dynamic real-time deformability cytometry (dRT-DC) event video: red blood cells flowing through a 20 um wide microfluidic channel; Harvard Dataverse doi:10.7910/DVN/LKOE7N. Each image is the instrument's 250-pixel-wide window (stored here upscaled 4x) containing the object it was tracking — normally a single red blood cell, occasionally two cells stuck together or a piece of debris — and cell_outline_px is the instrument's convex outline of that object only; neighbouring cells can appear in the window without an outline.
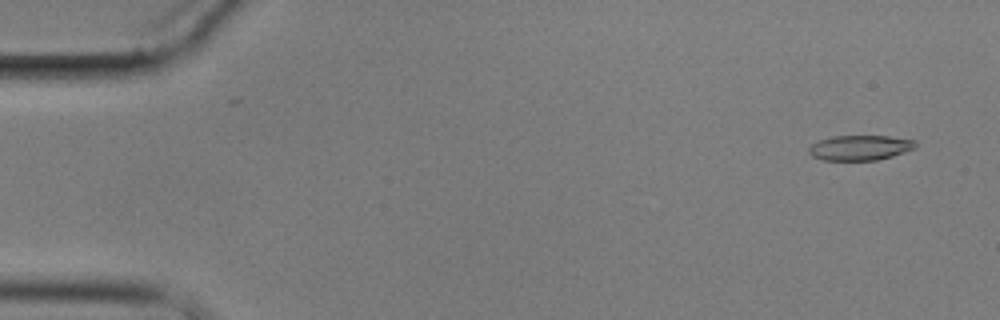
{"species": "common noctule bat (a hibernating species)", "species_latin": "Nyctalus noctula", "temperature_condition": "cold", "stored_images_in_passage": 10, "camera_frame_rate_fps": 3000, "um_per_image_px": 0.085, "animal": {"sex": "male", "body_mass_g": 17.9}, "frame": {"image": 1, "passage_image": 1, "time_ms": 0.0, "image_size_px": [1000, 320], "cell_outline_px": [[916, 148], [892, 156], [876, 160], [824, 160], [812, 156], [808, 152], [808, 148], [812, 144], [820, 140], [832, 136], [888, 136], [916, 140]], "centroid_in_image_um": [73.11, 12.55], "position_along_channel_um": 11.9, "area_um2": 15.55}}
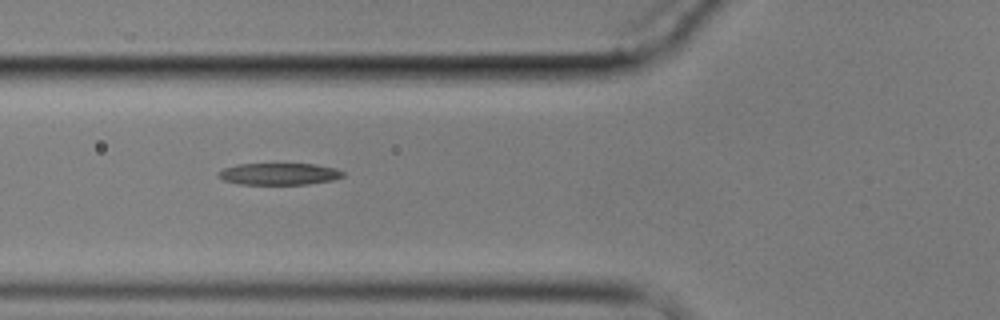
{"frame": {"image": 2, "passage_image": 6, "time_ms": 6.0, "image_size_px": [1000, 320], "cell_outline_px": [[344, 176], [332, 180], [308, 184], [236, 184], [224, 180], [216, 176], [224, 168], [236, 164], [316, 164], [336, 168], [344, 172]], "centroid_in_image_um": [23.73, 14.78], "position_along_channel_um": 102.1, "area_um2": 15.84}}
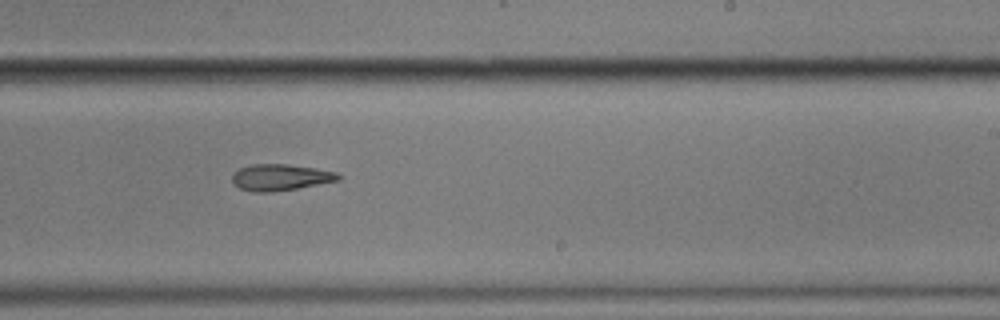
{"frame": {"image": 3, "passage_image": 10, "time_ms": 10.667, "image_size_px": [1000, 320], "cell_outline_px": [[340, 180], [296, 188], [272, 192], [252, 192], [240, 188], [232, 184], [232, 176], [240, 168], [252, 164], [288, 164], [316, 168], [336, 172], [340, 176]], "centroid_in_image_um": [23.81, 15.07], "position_along_channel_um": 265.2, "area_um2": 16.24}}